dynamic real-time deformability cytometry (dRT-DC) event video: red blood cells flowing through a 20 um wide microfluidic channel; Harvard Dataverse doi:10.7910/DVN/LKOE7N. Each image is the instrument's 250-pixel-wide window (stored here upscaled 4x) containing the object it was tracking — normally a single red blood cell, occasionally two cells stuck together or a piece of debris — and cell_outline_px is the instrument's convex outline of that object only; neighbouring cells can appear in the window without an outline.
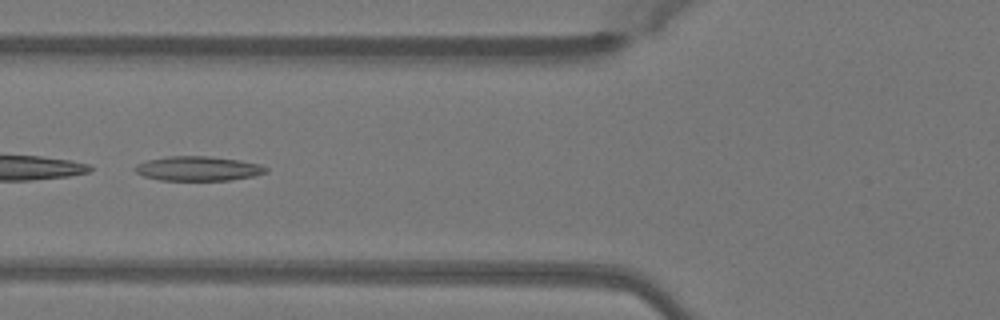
{"species": "Egyptian fruit bat (a non-hibernating species)", "species_latin": "Rousettus aegyptiacus", "temperature_condition": "warm", "stored_images_in_passage": 38, "camera_frame_rate_fps": 3000, "um_per_image_px": 0.085, "animal": {"sex": "female"}, "frame": {"image": 1, "passage_image": 8, "time_ms": 2.333, "image_size_px": [1000, 320], "cell_outline_px": [[268, 172], [252, 176], [228, 180], [160, 180], [144, 176], [136, 172], [132, 168], [136, 164], [148, 160], [168, 156], [208, 156], [240, 160], [260, 164], [268, 168]], "centroid_in_image_um": [16.83, 14.32], "position_along_channel_um": 109.0, "area_um2": 18.67}}
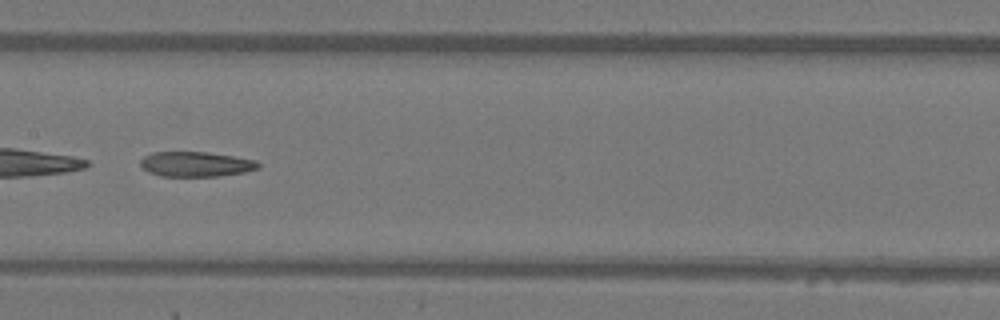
{"frame": {"image": 2, "passage_image": 14, "time_ms": 4.333, "image_size_px": [1000, 320], "cell_outline_px": [[260, 168], [244, 172], [220, 176], [160, 176], [148, 172], [140, 164], [140, 160], [144, 156], [152, 152], [208, 152], [256, 160], [260, 164]], "centroid_in_image_um": [16.65, 13.95], "position_along_channel_um": 190.7, "area_um2": 17.17}}
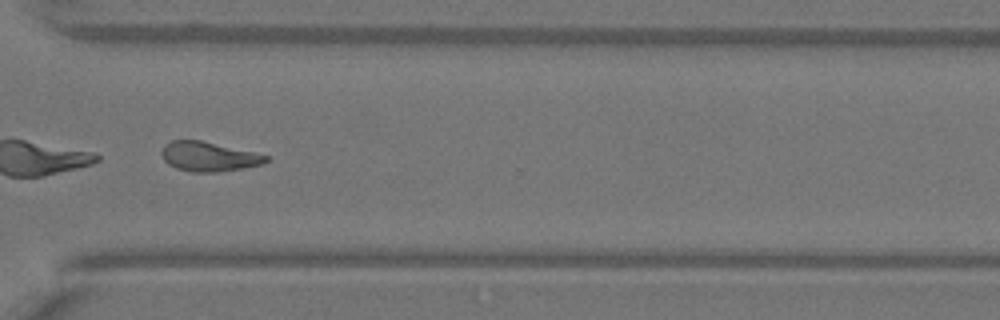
{"frame": {"image": 3, "passage_image": 26, "time_ms": 8.333, "image_size_px": [1000, 320], "cell_outline_px": [[268, 160], [264, 164], [244, 168], [216, 172], [192, 172], [176, 168], [168, 164], [164, 160], [160, 152], [164, 144], [172, 140], [200, 140], [252, 152], [268, 156]], "centroid_in_image_um": [17.7, 13.31], "position_along_channel_um": 352.9, "area_um2": 17.86}, "authors_computed_cell_mechanics": {"area_um2": 18.7272, "velocity_mm_per_s": 4.0705, "shape_relaxation_time_tau1_ms": null, "shape_relaxation_time_tau2_ms": 6.3427, "deformation_change_tau1": null, "deformation_change_tau2": 0.1282}}